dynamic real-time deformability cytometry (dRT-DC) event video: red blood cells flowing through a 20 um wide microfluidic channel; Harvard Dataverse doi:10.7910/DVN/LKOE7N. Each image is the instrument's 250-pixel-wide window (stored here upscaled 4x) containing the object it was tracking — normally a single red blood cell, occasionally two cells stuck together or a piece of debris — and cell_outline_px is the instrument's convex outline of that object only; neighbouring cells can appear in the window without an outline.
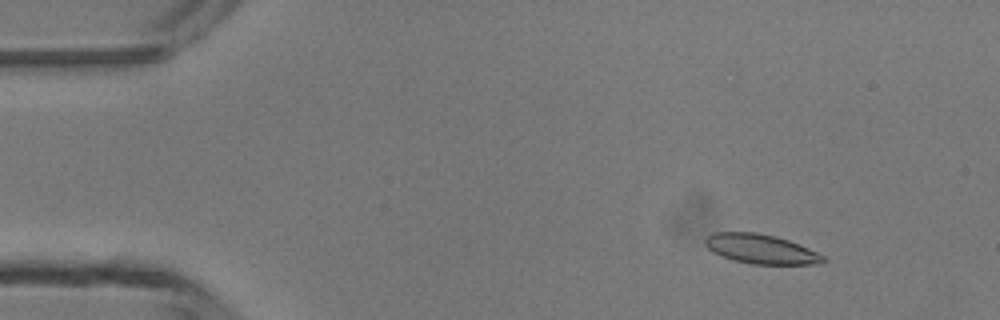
{"species": "common noctule bat (a hibernating species)", "species_latin": "Nyctalus noctula", "temperature_condition": "room temperature", "stored_images_in_passage": 6, "camera_frame_rate_fps": 3000, "um_per_image_px": 0.085, "animal": {"sex": "male", "body_mass_g": 13.3}, "frame": {"image": 1, "passage_image": 2, "time_ms": 1.333, "image_size_px": [1000, 320], "cell_outline_px": [[828, 260], [820, 264], [752, 264], [732, 260], [712, 252], [704, 244], [704, 240], [708, 236], [716, 232], [756, 232], [776, 236], [800, 244], [824, 256]], "centroid_in_image_um": [64.68, 21.17], "position_along_channel_um": 20.3, "area_um2": 20.35}}
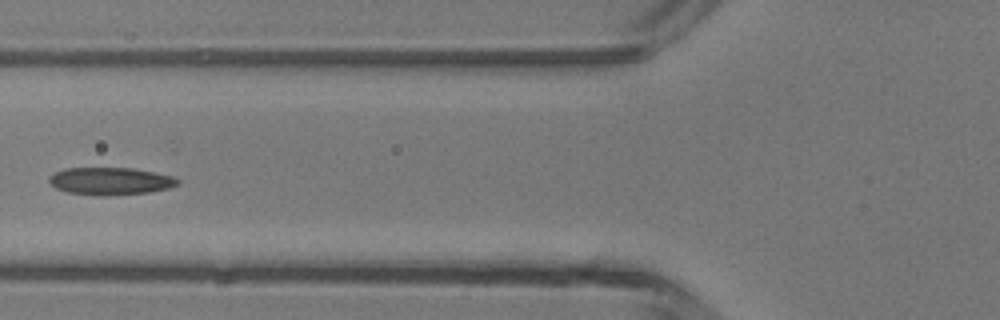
{"frame": {"image": 2, "passage_image": 5, "time_ms": 5.667, "image_size_px": [1000, 320], "cell_outline_px": [[180, 184], [168, 188], [148, 192], [100, 196], [68, 192], [56, 188], [48, 180], [48, 176], [64, 168], [136, 168], [172, 176], [180, 180]], "centroid_in_image_um": [9.39, 15.38], "position_along_channel_um": 116.4, "area_um2": 20.52}}
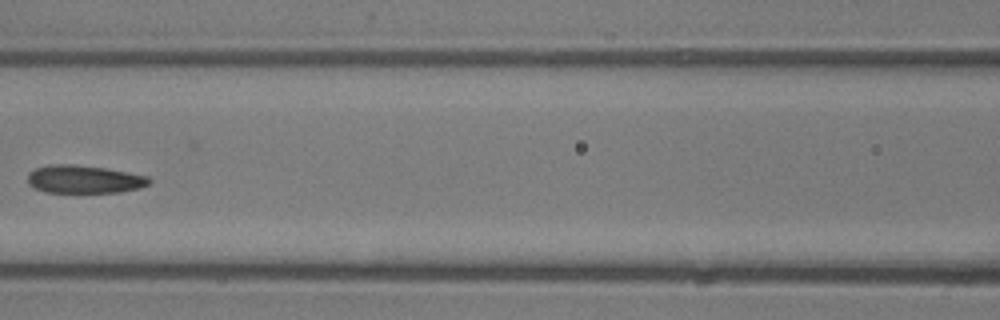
{"frame": {"image": 3, "passage_image": 6, "time_ms": 6.667, "image_size_px": [1000, 320], "cell_outline_px": [[152, 180], [148, 184], [140, 188], [120, 192], [44, 192], [32, 188], [28, 184], [28, 172], [36, 168], [48, 164], [72, 164], [104, 168], [148, 176]], "centroid_in_image_um": [7.11, 15.24], "position_along_channel_um": 159.5, "area_um2": 19.88}}